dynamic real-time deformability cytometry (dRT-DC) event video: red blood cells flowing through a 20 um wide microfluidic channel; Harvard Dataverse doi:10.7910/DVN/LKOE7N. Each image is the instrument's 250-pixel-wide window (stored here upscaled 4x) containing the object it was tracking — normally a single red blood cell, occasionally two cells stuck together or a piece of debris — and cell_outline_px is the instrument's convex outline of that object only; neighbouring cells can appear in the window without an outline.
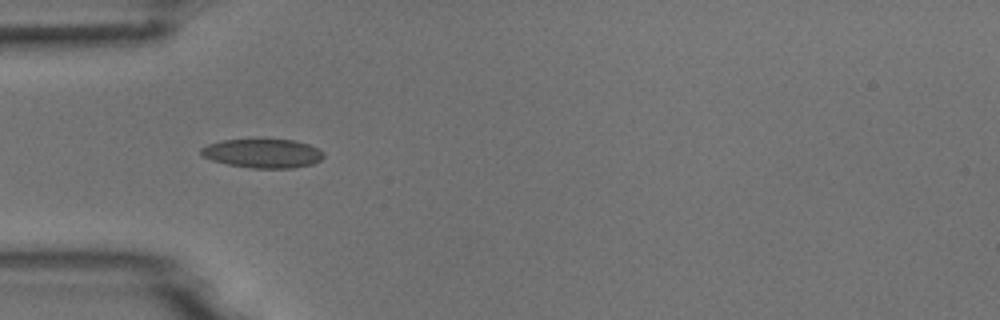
{"species": "common noctule bat (a hibernating species)", "species_latin": "Nyctalus noctula", "temperature_condition": "room temperature", "stored_images_in_passage": 5, "camera_frame_rate_fps": 3000, "um_per_image_px": 0.085, "animal": {"sex": "male", "body_mass_g": 18.8}, "frame": {"image": 1, "passage_image": 5, "time_ms": 1.333, "image_size_px": [1000, 320], "cell_outline_px": [[324, 156], [320, 160], [312, 164], [292, 168], [252, 168], [228, 164], [212, 160], [200, 156], [200, 148], [208, 144], [220, 140], [252, 136], [296, 140], [308, 144], [324, 152]], "centroid_in_image_um": [22.28, 12.97], "position_along_channel_um": 62.7, "area_um2": 21.73}}